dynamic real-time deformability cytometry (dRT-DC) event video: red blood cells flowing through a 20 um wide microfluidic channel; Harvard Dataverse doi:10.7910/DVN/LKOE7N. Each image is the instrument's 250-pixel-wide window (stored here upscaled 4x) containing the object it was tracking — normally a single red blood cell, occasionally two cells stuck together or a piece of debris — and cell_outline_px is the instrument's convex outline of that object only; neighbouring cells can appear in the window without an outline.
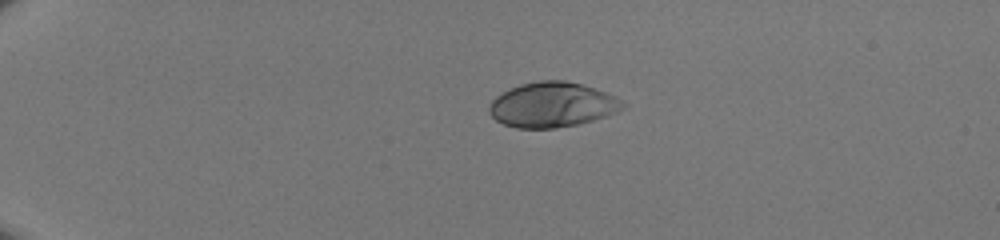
{"species": "human", "species_latin": "Homo sapiens", "temperature_condition": "room temperature", "stored_images_in_passage": 38, "camera_frame_rate_fps": 3000, "um_per_image_px": 0.085, "donor": {"sex": "male"}, "frame": {"image": 1, "passage_image": 1, "time_ms": 0.0, "image_size_px": [1000, 240], "cell_outline_px": [[628, 104], [624, 108], [608, 116], [576, 124], [556, 128], [516, 128], [504, 124], [496, 120], [488, 112], [488, 108], [492, 100], [496, 96], [520, 84], [540, 80], [564, 80], [580, 84], [616, 96], [624, 100]], "centroid_in_image_um": [46.96, 8.91], "position_along_channel_um": 38.0, "area_um2": 34.97}}
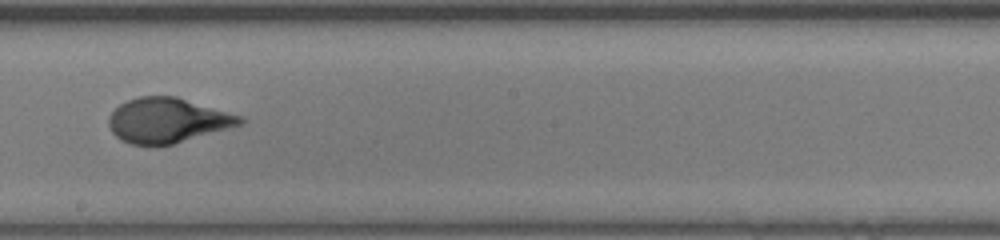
{"frame": {"image": 2, "passage_image": 20, "time_ms": 6.333, "image_size_px": [1000, 240], "cell_outline_px": [[244, 124], [172, 144], [132, 144], [120, 140], [112, 132], [108, 124], [108, 116], [120, 104], [128, 100], [140, 96], [176, 96], [244, 116]], "centroid_in_image_um": [14.26, 10.21], "position_along_channel_um": 233.9, "area_um2": 34.22}}
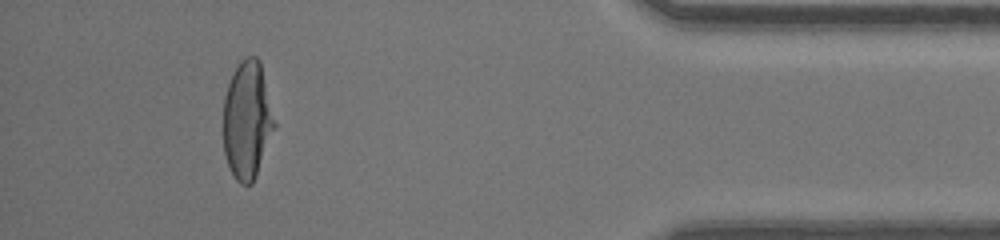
{"frame": {"image": 3, "passage_image": 35, "time_ms": 11.333, "image_size_px": [1000, 240], "cell_outline_px": [[276, 124], [256, 176], [252, 184], [240, 184], [236, 180], [228, 168], [224, 152], [224, 96], [232, 72], [240, 60], [244, 56], [256, 56], [260, 60]], "centroid_in_image_um": [21.0, 10.19], "position_along_channel_um": 414.2, "area_um2": 35.26}}